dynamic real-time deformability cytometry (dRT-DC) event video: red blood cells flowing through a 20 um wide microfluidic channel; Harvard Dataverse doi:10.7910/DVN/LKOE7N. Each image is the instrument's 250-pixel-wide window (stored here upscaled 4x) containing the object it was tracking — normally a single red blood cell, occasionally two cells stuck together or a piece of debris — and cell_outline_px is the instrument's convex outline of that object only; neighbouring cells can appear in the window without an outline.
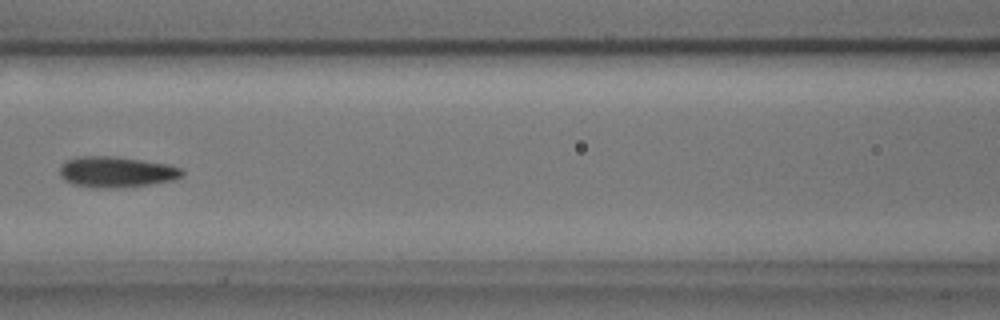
{"species": "common noctule bat (a hibernating species)", "species_latin": "Nyctalus noctula", "temperature_condition": "cold", "stored_images_in_passage": 8, "camera_frame_rate_fps": 3000, "um_per_image_px": 0.085, "animal": {"sex": "male", "body_mass_g": 17.9, "forearm_length_mm": 54.2}, "frame": {"image": 1, "passage_image": 5, "time_ms": 1.333, "image_size_px": [1000, 320], "cell_outline_px": [[184, 172], [180, 176], [172, 180], [148, 184], [112, 188], [92, 188], [72, 184], [64, 180], [60, 176], [60, 168], [64, 160], [76, 156], [116, 156], [168, 164], [180, 168]], "centroid_in_image_um": [9.81, 14.6], "position_along_channel_um": 156.8, "area_um2": 22.02}}